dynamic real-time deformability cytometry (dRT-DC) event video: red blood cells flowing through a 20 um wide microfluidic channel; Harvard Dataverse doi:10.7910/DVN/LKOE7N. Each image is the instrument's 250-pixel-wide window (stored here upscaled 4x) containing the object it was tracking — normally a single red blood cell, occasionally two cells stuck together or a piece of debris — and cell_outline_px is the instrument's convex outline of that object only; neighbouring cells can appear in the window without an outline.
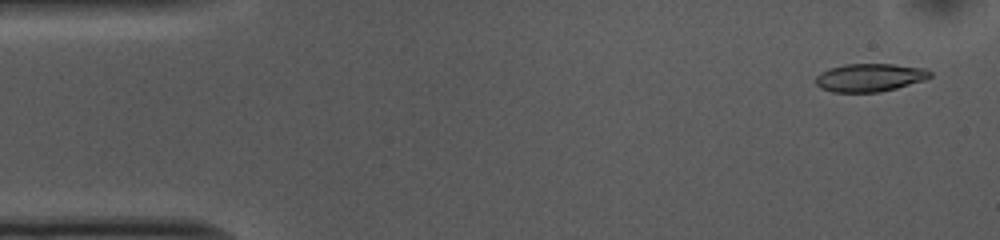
{"species": "common noctule bat (a hibernating species)", "species_latin": "Nyctalus noctula", "temperature_condition": "cold", "stored_images_in_passage": 52, "camera_frame_rate_fps": 3000, "um_per_image_px": 0.085, "animal": {"sex": "female", "body_mass_g": 10.0, "forearm_length_mm": 53.1}, "frame": {"image": 1, "passage_image": 2, "time_ms": 0.333, "image_size_px": [1000, 240], "cell_outline_px": [[932, 76], [924, 80], [896, 88], [880, 92], [832, 92], [820, 88], [816, 84], [816, 76], [820, 72], [828, 68], [844, 64], [892, 64], [928, 68], [932, 72]], "centroid_in_image_um": [73.93, 6.58], "position_along_channel_um": 11.1, "area_um2": 18.9}}
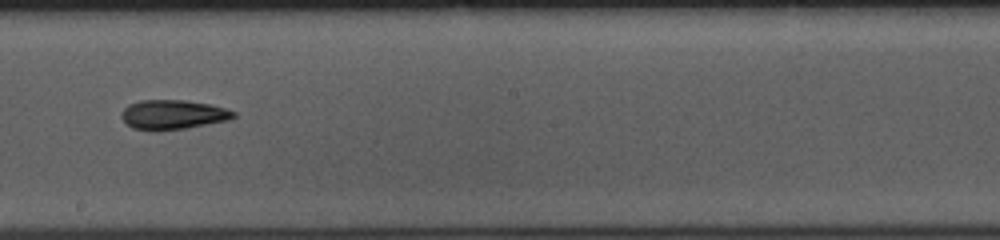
{"frame": {"image": 2, "passage_image": 28, "time_ms": 9.0, "image_size_px": [1000, 240], "cell_outline_px": [[236, 116], [228, 120], [184, 128], [156, 132], [152, 132], [132, 128], [120, 116], [120, 112], [128, 104], [140, 100], [184, 100], [208, 104], [224, 108], [236, 112]], "centroid_in_image_um": [14.64, 9.75], "position_along_channel_um": 233.6, "area_um2": 19.36}}
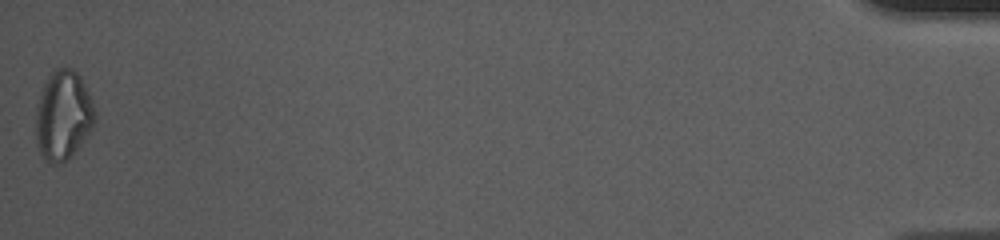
{"frame": {"image": 3, "passage_image": 52, "time_ms": 17.0, "image_size_px": [1000, 240], "cell_outline_px": [[96, 116], [92, 128], [80, 144], [64, 160], [56, 164], [52, 164], [44, 160], [36, 144], [36, 104], [40, 92], [48, 76], [56, 68], [72, 68], [80, 76], [92, 100], [96, 112]], "centroid_in_image_um": [5.35, 9.78], "position_along_channel_um": 429.9, "area_um2": 30.58}, "authors_computed_cell_mechanics": {"area_um2": 19.2763, "velocity_mm_per_s": 3.7141, "shape_relaxation_time_tau1_ms": 6.0151, "shape_relaxation_time_tau2_ms": 6.7704, "deformation_change_tau1": 0.1576, "deformation_change_tau2": 0.1695}}